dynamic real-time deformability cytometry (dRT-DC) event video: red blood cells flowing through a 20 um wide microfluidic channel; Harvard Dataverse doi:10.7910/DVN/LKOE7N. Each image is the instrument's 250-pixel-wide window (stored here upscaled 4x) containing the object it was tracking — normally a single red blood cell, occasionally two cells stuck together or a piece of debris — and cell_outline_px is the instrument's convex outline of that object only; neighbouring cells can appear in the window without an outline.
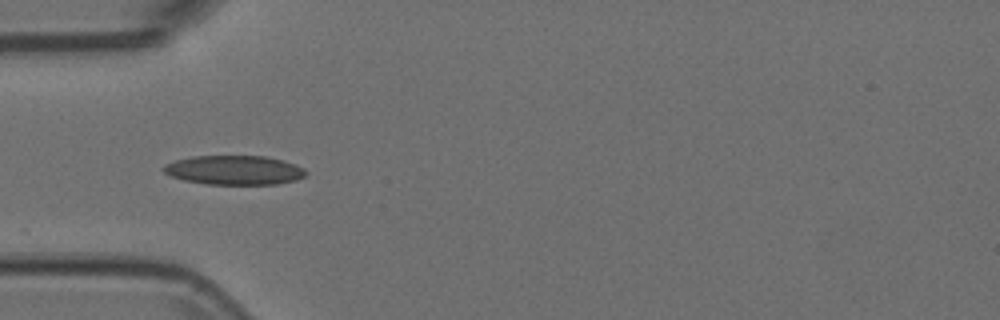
{"species": "Egyptian fruit bat (a non-hibernating species)", "species_latin": "Rousettus aegyptiacus", "temperature_condition": "room temperature", "stored_images_in_passage": 12, "camera_frame_rate_fps": 3000, "um_per_image_px": 0.085, "animal": {"sex": "female"}, "frame": {"image": 1, "passage_image": 1, "time_ms": 0.0, "image_size_px": [1000, 320], "cell_outline_px": [[308, 172], [304, 176], [296, 180], [276, 184], [208, 184], [184, 180], [172, 176], [164, 172], [160, 168], [164, 164], [176, 160], [192, 156], [264, 156], [284, 160], [296, 164], [304, 168]], "centroid_in_image_um": [19.92, 14.45], "position_along_channel_um": 65.1, "area_um2": 24.33}}
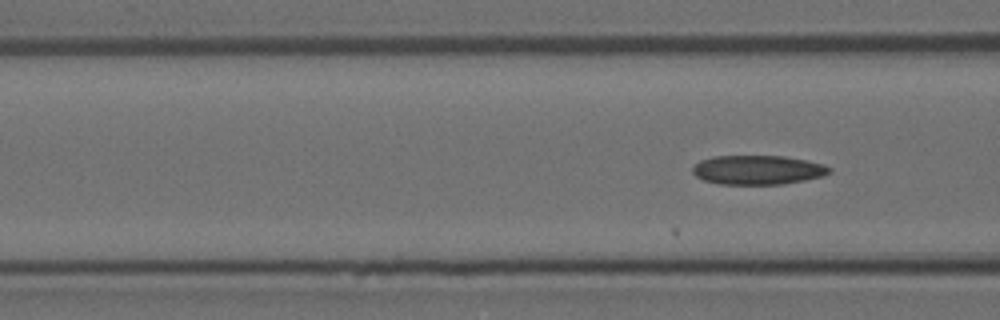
{"frame": {"image": 2, "passage_image": 4, "time_ms": 1.0, "image_size_px": [1000, 320], "cell_outline_px": [[832, 172], [820, 176], [804, 180], [784, 184], [720, 184], [704, 180], [696, 176], [692, 172], [692, 168], [700, 160], [712, 156], [784, 156], [824, 164], [832, 168]], "centroid_in_image_um": [64.4, 14.44], "position_along_channel_um": 102.2, "area_um2": 23.24}}